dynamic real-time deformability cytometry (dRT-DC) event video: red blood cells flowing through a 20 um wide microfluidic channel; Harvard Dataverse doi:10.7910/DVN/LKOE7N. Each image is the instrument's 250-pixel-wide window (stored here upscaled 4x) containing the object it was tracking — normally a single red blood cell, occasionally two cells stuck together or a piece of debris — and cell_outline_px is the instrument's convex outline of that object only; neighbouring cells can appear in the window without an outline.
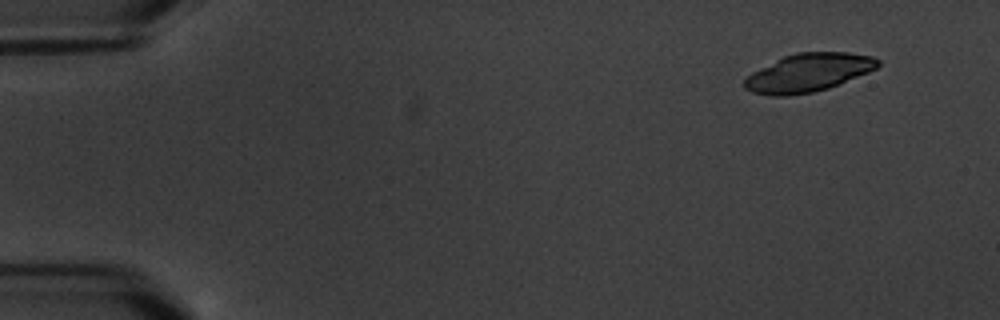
{"species": "common noctule bat (a hibernating species)", "species_latin": "Nyctalus noctula", "temperature_condition": "warm", "stored_images_in_passage": 4, "camera_frame_rate_fps": 3000, "um_per_image_px": 0.085, "animal": {"sex": "male", "body_mass_g": 20.1, "forearm_length_mm": 53.5}, "frame": {"image": 1, "passage_image": 1, "time_ms": 0.0, "image_size_px": [1000, 320], "cell_outline_px": [[880, 64], [876, 68], [868, 72], [840, 84], [828, 88], [812, 92], [788, 96], [772, 96], [752, 92], [744, 88], [744, 80], [752, 72], [784, 56], [796, 52], [848, 52], [872, 56], [880, 60]], "centroid_in_image_um": [68.71, 6.17], "position_along_channel_um": 16.3, "area_um2": 29.65}}